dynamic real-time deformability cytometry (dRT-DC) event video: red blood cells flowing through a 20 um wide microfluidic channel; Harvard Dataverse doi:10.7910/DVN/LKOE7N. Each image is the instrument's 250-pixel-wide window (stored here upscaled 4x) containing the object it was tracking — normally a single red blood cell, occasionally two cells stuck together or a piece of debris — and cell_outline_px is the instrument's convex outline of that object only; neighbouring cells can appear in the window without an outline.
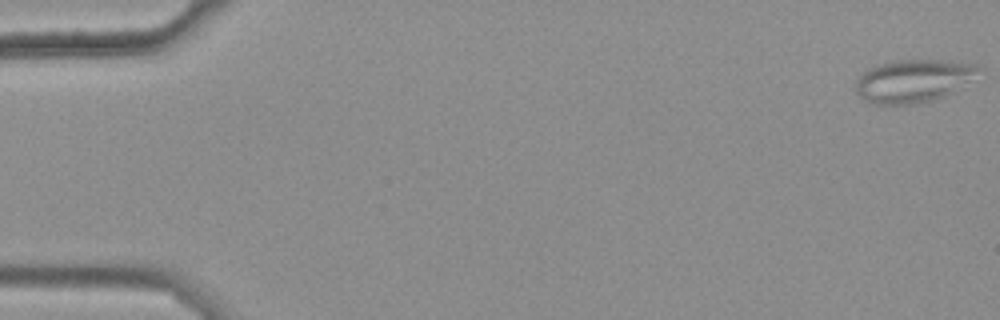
{"species": "common noctule bat (a hibernating species)", "species_latin": "Nyctalus noctula", "temperature_condition": "warm", "stored_images_in_passage": 50, "camera_frame_rate_fps": 3000, "um_per_image_px": 0.085, "animal": {"sex": "female", "body_mass_g": 25.1}, "frame": {"image": 1, "passage_image": 1, "time_ms": 0.0, "image_size_px": [1000, 320], "cell_outline_px": [[984, 68], [956, 92], [932, 100], [916, 104], [868, 104], [860, 100], [856, 92], [856, 80], [868, 68], [876, 64], [896, 60], [952, 60], [976, 64]], "centroid_in_image_um": [77.63, 6.87], "position_along_channel_um": 7.4, "area_um2": 31.33}}
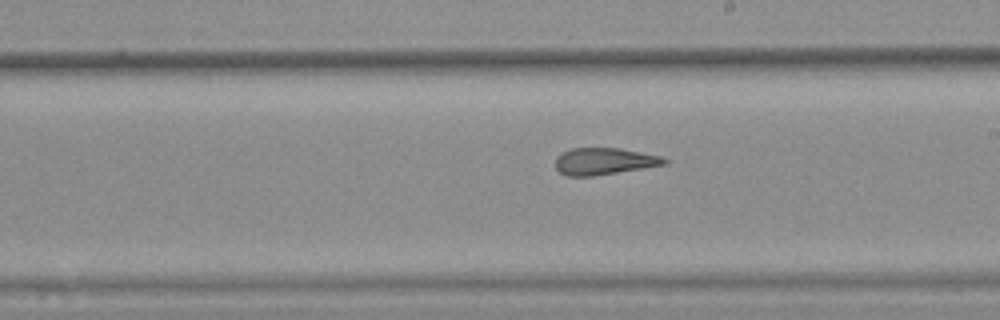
{"frame": {"image": 2, "passage_image": 32, "time_ms": 10.333, "image_size_px": [1000, 320], "cell_outline_px": [[668, 164], [644, 168], [592, 176], [564, 176], [556, 168], [556, 156], [572, 148], [620, 148], [660, 156], [668, 160]], "centroid_in_image_um": [51.35, 13.71], "position_along_channel_um": 237.7, "area_um2": 16.99}}
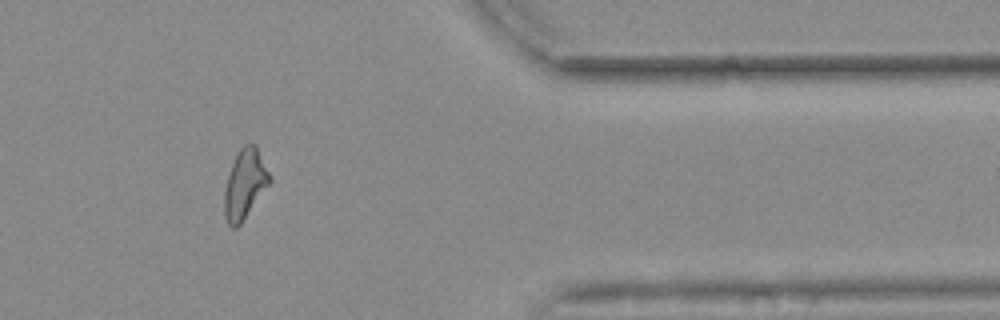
{"frame": {"image": 3, "passage_image": 46, "time_ms": 15.0, "image_size_px": [1000, 320], "cell_outline_px": [[272, 180], [240, 224], [236, 228], [232, 228], [228, 224], [224, 216], [224, 192], [228, 176], [232, 164], [240, 148], [244, 144], [256, 144]], "centroid_in_image_um": [20.8, 15.65], "position_along_channel_um": 390.6, "area_um2": 18.03}, "authors_computed_cell_mechanics": {"area_um2": 18.6983, "velocity_mm_per_s": 3.716, "shape_relaxation_time_tau1_ms": null, "shape_relaxation_time_tau2_ms": 2.7074, "deformation_change_tau1": null, "deformation_change_tau2": 0.1279}}